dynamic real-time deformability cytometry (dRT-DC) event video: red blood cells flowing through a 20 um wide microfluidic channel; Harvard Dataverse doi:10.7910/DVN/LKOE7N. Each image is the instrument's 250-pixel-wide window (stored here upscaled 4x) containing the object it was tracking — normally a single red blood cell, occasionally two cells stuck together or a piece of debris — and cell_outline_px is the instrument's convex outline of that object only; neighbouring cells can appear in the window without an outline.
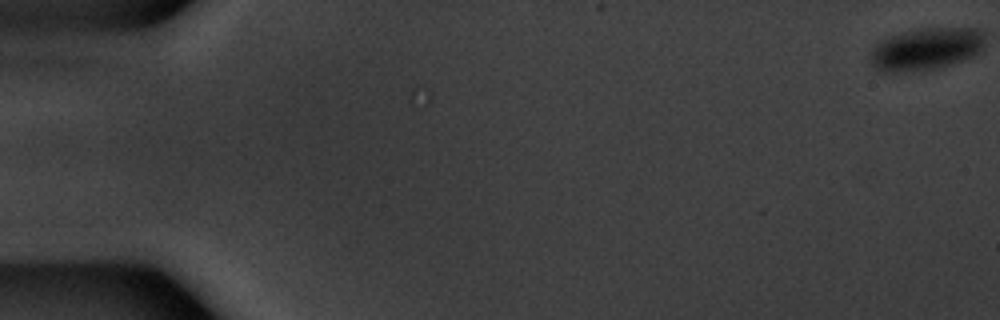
{"species": "common noctule bat (a hibernating species)", "species_latin": "Nyctalus noctula", "temperature_condition": "warm", "stored_images_in_passage": 55, "camera_frame_rate_fps": 3000, "um_per_image_px": 0.085, "animal": {"sex": "male", "body_mass_g": 20.1, "forearm_length_mm": 53.5}, "frame": {"image": 1, "passage_image": 1, "time_ms": 0.0, "image_size_px": [1000, 320], "cell_outline_px": [[984, 44], [980, 52], [972, 56], [948, 64], [932, 68], [896, 72], [884, 72], [876, 68], [872, 64], [872, 52], [876, 44], [880, 40], [904, 32], [920, 28], [980, 28], [984, 32]], "centroid_in_image_um": [78.75, 4.13], "position_along_channel_um": 6.2, "area_um2": 27.63}}
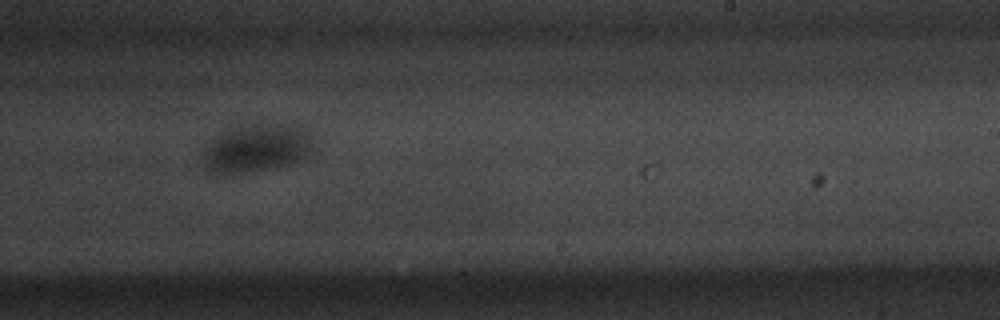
{"frame": {"image": 2, "passage_image": 35, "time_ms": 11.333, "image_size_px": [1000, 320], "cell_outline_px": [[312, 136], [308, 148], [304, 156], [300, 160], [288, 164], [272, 168], [224, 176], [212, 172], [204, 168], [204, 148], [220, 132], [236, 124], [288, 124], [300, 128], [308, 132]], "centroid_in_image_um": [21.7, 12.59], "position_along_channel_um": 267.3, "area_um2": 30.98}}
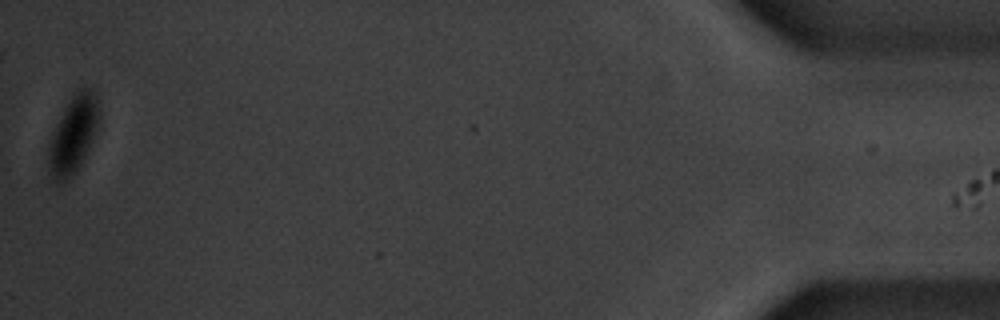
{"frame": {"image": 3, "passage_image": 55, "time_ms": 18.0, "image_size_px": [1000, 320], "cell_outline_px": [[100, 120], [88, 148], [76, 172], [68, 180], [60, 184], [56, 184], [52, 180], [48, 164], [48, 144], [64, 108], [72, 96], [80, 88], [92, 88], [96, 92], [100, 112]], "centroid_in_image_um": [6.22, 11.45], "position_along_channel_um": 429.0, "area_um2": 22.77}, "authors_computed_cell_mechanics": {"area_um2": 29.8826, "velocity_mm_per_s": 3.7458, "shape_relaxation_time_tau1_ms": 3.1982, "shape_relaxation_time_tau2_ms": null, "deformation_change_tau1": 0.0751, "deformation_change_tau2": null}}